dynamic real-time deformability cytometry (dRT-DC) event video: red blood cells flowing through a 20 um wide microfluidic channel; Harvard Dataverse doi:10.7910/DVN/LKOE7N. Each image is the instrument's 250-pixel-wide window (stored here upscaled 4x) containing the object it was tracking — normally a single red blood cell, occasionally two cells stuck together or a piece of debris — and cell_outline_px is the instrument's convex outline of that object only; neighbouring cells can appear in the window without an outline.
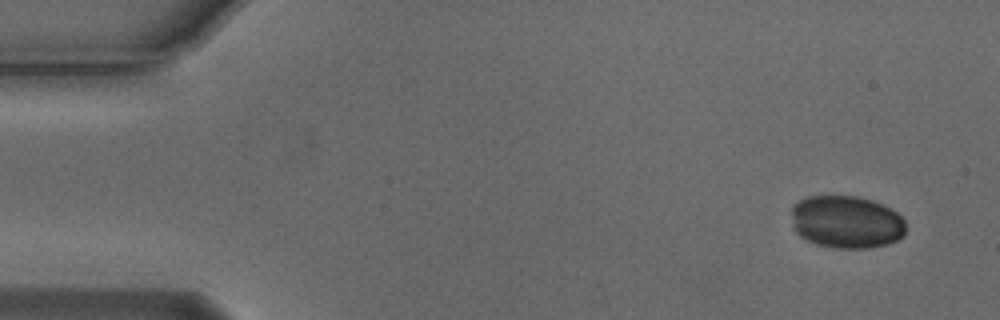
{"species": "Egyptian fruit bat (a non-hibernating species)", "species_latin": "Rousettus aegyptiacus", "temperature_condition": "cold", "stored_images_in_passage": 2, "camera_frame_rate_fps": 3000, "um_per_image_px": 0.085, "animal": {"sex": "male"}, "frame": {"image": 1, "passage_image": 1, "time_ms": 0.0, "image_size_px": [1000, 320], "cell_outline_px": [[904, 236], [888, 244], [872, 248], [836, 248], [816, 244], [800, 236], [796, 232], [792, 216], [792, 204], [808, 196], [856, 196], [872, 200], [892, 208], [904, 220]], "centroid_in_image_um": [71.96, 18.86], "position_along_channel_um": 13.0, "area_um2": 35.2}}